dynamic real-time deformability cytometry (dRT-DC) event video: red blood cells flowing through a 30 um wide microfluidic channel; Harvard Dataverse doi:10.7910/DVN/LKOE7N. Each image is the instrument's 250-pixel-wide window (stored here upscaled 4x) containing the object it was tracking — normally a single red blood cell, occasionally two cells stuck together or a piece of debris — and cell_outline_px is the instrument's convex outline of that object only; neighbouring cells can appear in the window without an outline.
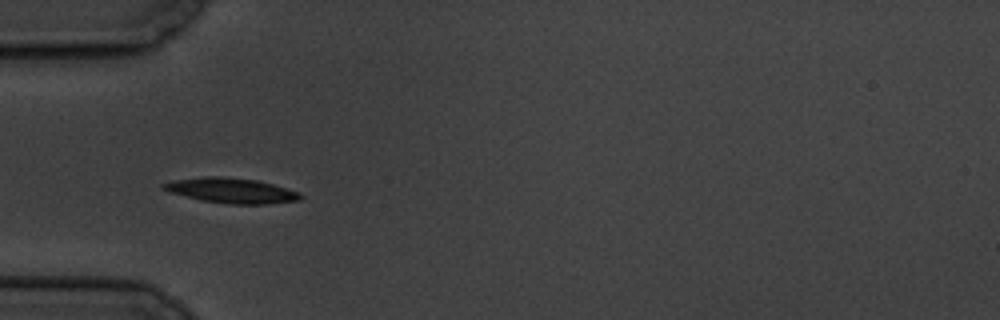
{"species": "common noctule bat (a hibernating species)", "species_latin": "Nyctalus noctula", "temperature_condition": "cold", "stored_images_in_passage": 8, "camera_frame_rate_fps": 3000, "um_per_image_px": 0.085, "animal": {"sex": "male", "body_mass_g": 19.5, "forearm_length_mm": 54.6}, "frame": {"image": 1, "passage_image": 4, "time_ms": 4.333, "image_size_px": [1000, 320], "cell_outline_px": [[304, 196], [300, 200], [268, 204], [232, 204], [200, 200], [168, 192], [160, 188], [160, 184], [172, 180], [204, 176], [220, 176], [256, 180], [272, 184], [300, 192]], "centroid_in_image_um": [19.62, 16.19], "position_along_channel_um": 65.4, "area_um2": 20.23}}
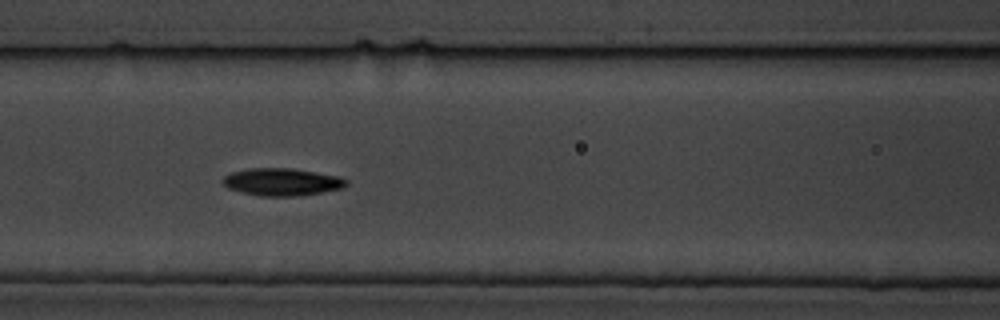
{"frame": {"image": 2, "passage_image": 6, "time_ms": 6.667, "image_size_px": [1000, 320], "cell_outline_px": [[348, 184], [344, 188], [296, 196], [260, 196], [240, 192], [228, 188], [220, 180], [224, 176], [232, 172], [244, 168], [292, 168], [340, 176], [348, 180]], "centroid_in_image_um": [23.95, 15.45], "position_along_channel_um": 142.6, "area_um2": 19.94}}
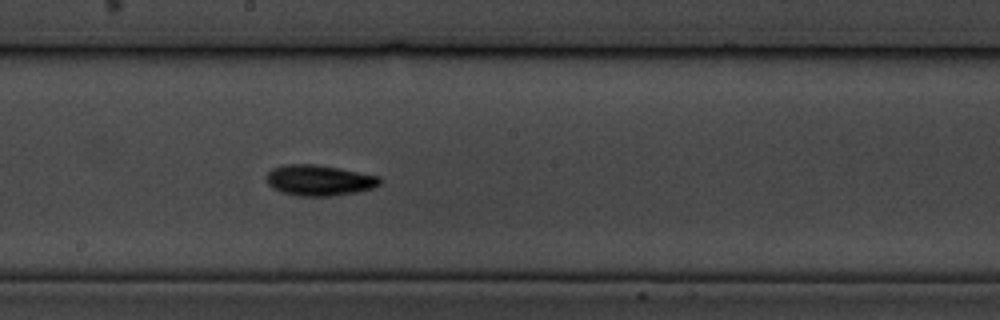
{"frame": {"image": 3, "passage_image": 8, "time_ms": 9.0, "image_size_px": [1000, 320], "cell_outline_px": [[380, 184], [376, 188], [356, 192], [332, 196], [296, 196], [280, 192], [272, 188], [268, 184], [268, 172], [272, 168], [284, 164], [316, 164], [380, 176]], "centroid_in_image_um": [27.13, 15.33], "position_along_channel_um": 221.1, "area_um2": 20.4}}